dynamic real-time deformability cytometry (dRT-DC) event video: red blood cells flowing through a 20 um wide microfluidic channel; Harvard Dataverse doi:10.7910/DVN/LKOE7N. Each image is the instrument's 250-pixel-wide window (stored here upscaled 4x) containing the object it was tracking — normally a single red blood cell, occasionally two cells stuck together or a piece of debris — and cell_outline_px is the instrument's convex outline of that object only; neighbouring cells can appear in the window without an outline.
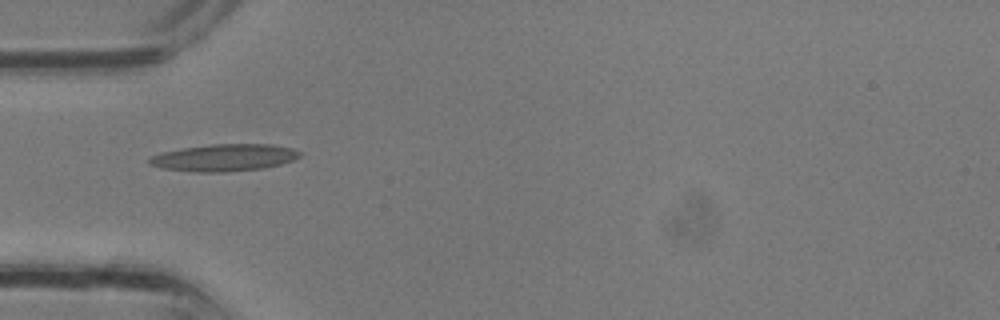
{"species": "common noctule bat (a hibernating species)", "species_latin": "Nyctalus noctula", "temperature_condition": "room temperature", "stored_images_in_passage": 23, "camera_frame_rate_fps": 3000, "um_per_image_px": 0.085, "animal": {"sex": "male", "body_mass_g": 13.3}, "frame": {"image": 1, "passage_image": 1, "time_ms": 0.0, "image_size_px": [1000, 320], "cell_outline_px": [[300, 156], [292, 160], [280, 164], [264, 168], [224, 172], [200, 172], [160, 168], [148, 164], [148, 160], [152, 156], [160, 152], [184, 148], [212, 144], [272, 144], [292, 148], [300, 152]], "centroid_in_image_um": [19.04, 13.4], "position_along_channel_um": 66.0, "area_um2": 23.64}}
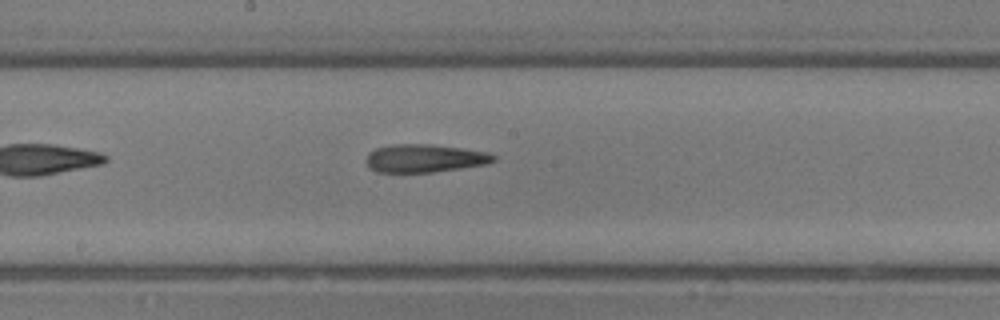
{"frame": {"image": 2, "passage_image": 8, "time_ms": 2.333, "image_size_px": [1000, 320], "cell_outline_px": [[496, 160], [484, 164], [460, 168], [432, 172], [376, 172], [368, 168], [364, 160], [368, 152], [376, 148], [396, 144], [428, 144], [460, 148], [488, 152], [496, 156]], "centroid_in_image_um": [36.03, 13.46], "position_along_channel_um": 212.2, "area_um2": 20.81}}
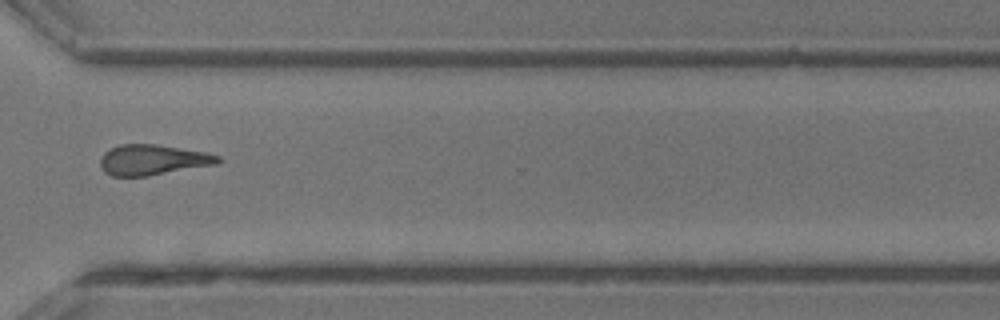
{"frame": {"image": 3, "passage_image": 15, "time_ms": 4.667, "image_size_px": [1000, 320], "cell_outline_px": [[224, 160], [220, 164], [148, 176], [112, 176], [104, 172], [100, 164], [100, 160], [104, 152], [120, 144], [156, 144], [208, 152], [220, 156]], "centroid_in_image_um": [13.06, 13.59], "position_along_channel_um": 357.5, "area_um2": 21.21}}